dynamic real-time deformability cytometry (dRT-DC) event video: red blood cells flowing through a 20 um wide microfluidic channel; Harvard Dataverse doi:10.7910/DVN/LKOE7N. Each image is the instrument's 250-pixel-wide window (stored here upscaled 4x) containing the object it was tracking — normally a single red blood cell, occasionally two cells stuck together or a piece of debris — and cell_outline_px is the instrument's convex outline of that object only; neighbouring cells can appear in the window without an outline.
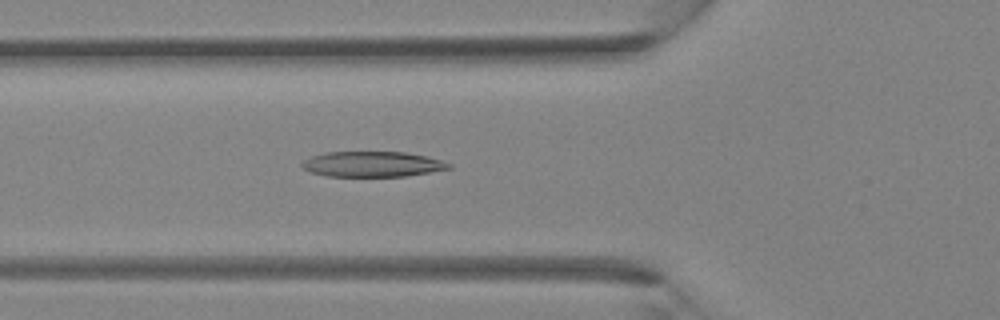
{"species": "Egyptian fruit bat (a non-hibernating species)", "species_latin": "Rousettus aegyptiacus", "temperature_condition": "room temperature", "stored_images_in_passage": 41, "camera_frame_rate_fps": 3000, "um_per_image_px": 0.085, "animal": {"sex": "female"}, "frame": {"image": 1, "passage_image": 15, "time_ms": 4.667, "image_size_px": [1000, 320], "cell_outline_px": [[452, 168], [404, 176], [328, 176], [312, 172], [304, 168], [300, 164], [304, 160], [312, 156], [324, 152], [404, 152], [428, 156], [452, 164]], "centroid_in_image_um": [31.66, 13.94], "position_along_channel_um": 94.1, "area_um2": 21.56}}
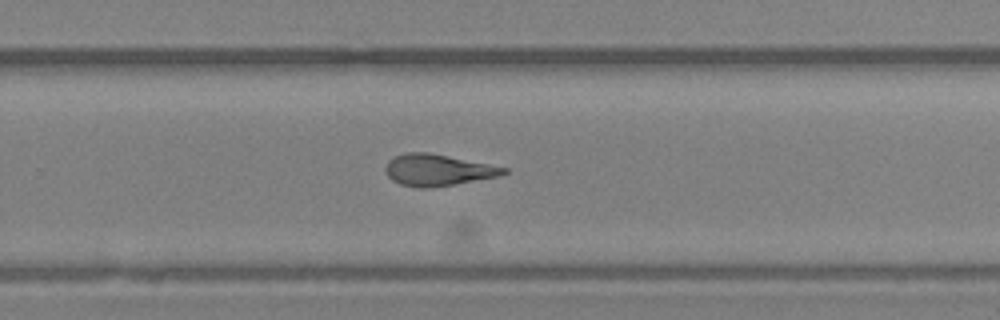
{"frame": {"image": 2, "passage_image": 27, "time_ms": 8.667, "image_size_px": [1000, 320], "cell_outline_px": [[508, 172], [500, 176], [452, 184], [424, 188], [420, 188], [400, 184], [392, 180], [388, 176], [384, 168], [388, 160], [396, 156], [408, 152], [428, 152], [508, 168]], "centroid_in_image_um": [37.18, 14.45], "position_along_channel_um": 292.6, "area_um2": 21.39}}
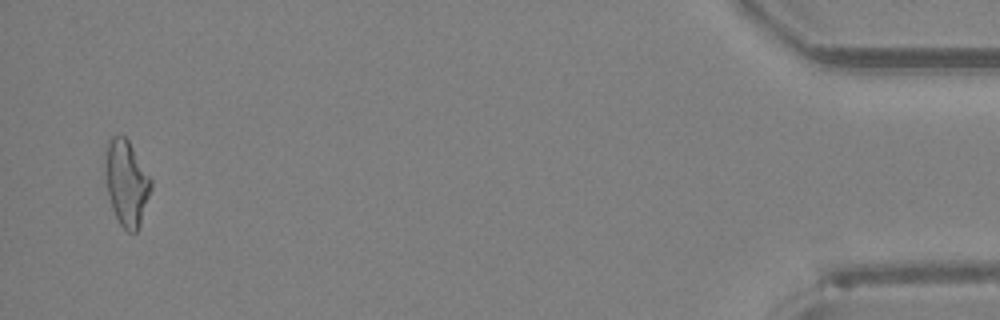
{"frame": {"image": 3, "passage_image": 40, "time_ms": 13.0, "image_size_px": [1000, 320], "cell_outline_px": [[152, 188], [140, 224], [136, 232], [128, 232], [120, 224], [112, 208], [108, 192], [104, 172], [104, 160], [108, 140], [112, 136], [124, 136], [128, 140], [152, 180]], "centroid_in_image_um": [10.74, 15.53], "position_along_channel_um": 424.5, "area_um2": 22.72}}